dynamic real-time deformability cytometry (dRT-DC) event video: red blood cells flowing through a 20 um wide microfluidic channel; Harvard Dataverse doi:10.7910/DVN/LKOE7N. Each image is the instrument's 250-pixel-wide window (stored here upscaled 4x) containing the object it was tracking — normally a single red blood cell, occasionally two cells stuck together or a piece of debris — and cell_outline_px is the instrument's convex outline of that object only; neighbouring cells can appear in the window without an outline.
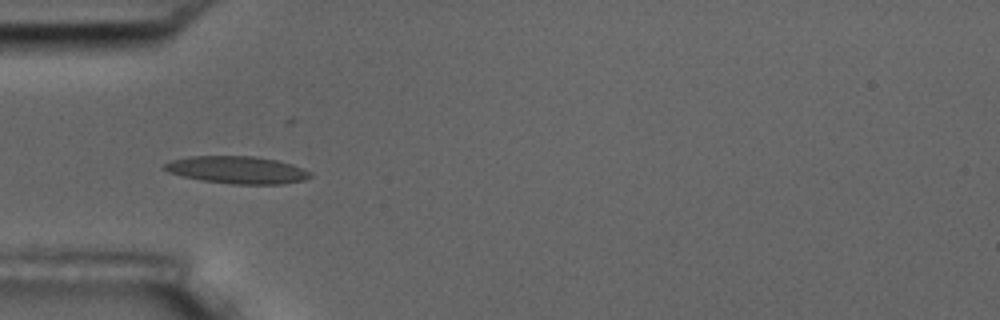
{"species": "common noctule bat (a hibernating species)", "species_latin": "Nyctalus noctula", "temperature_condition": "room temperature", "stored_images_in_passage": 38, "camera_frame_rate_fps": 3000, "um_per_image_px": 0.085, "animal": {"sex": "male", "body_mass_g": 17.5, "forearm_length_mm": 52.3}, "frame": {"image": 1, "passage_image": 1, "time_ms": 0.0, "image_size_px": [1000, 320], "cell_outline_px": [[312, 176], [304, 180], [280, 184], [232, 184], [200, 180], [168, 172], [160, 168], [164, 164], [172, 160], [188, 156], [252, 156], [276, 160], [292, 164], [312, 172]], "centroid_in_image_um": [20.14, 14.44], "position_along_channel_um": 64.9, "area_um2": 23.29}}
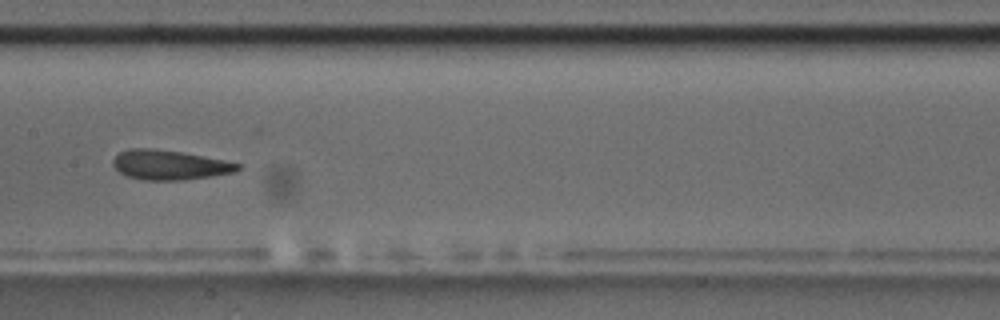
{"frame": {"image": 2, "passage_image": 12, "time_ms": 3.667, "image_size_px": [1000, 320], "cell_outline_px": [[240, 168], [236, 172], [184, 180], [140, 180], [128, 176], [120, 172], [112, 164], [112, 160], [120, 152], [128, 148], [152, 148], [180, 152], [240, 164]], "centroid_in_image_um": [14.36, 14.02], "position_along_channel_um": 193.0, "area_um2": 21.27}, "authors_computed_cell_mechanics": {"area_um2": 20.9814, "velocity_mm_per_s": 3.5277, "shape_relaxation_time_tau1_ms": 11.2288, "shape_relaxation_time_tau2_ms": 2.4219, "deformation_change_tau1": 0.2343, "deformation_change_tau2": 0.0948}}